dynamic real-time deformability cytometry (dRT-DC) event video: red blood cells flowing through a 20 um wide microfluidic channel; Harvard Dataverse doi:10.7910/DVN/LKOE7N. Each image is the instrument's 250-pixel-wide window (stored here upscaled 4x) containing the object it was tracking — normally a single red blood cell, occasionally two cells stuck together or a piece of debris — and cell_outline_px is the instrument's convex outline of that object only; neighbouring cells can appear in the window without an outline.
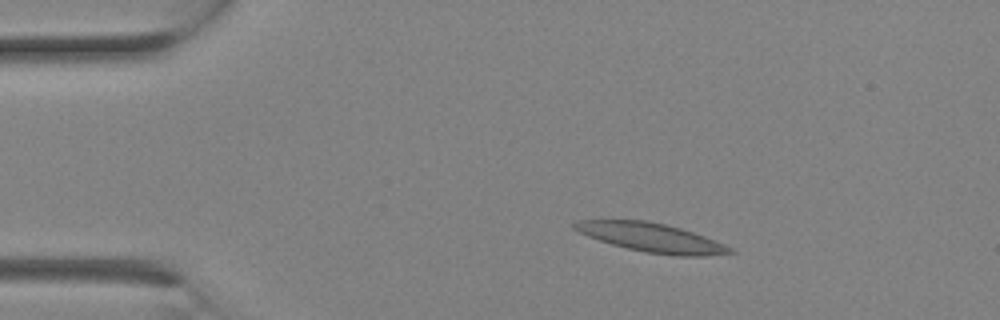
{"species": "Egyptian fruit bat (a non-hibernating species)", "species_latin": "Rousettus aegyptiacus", "temperature_condition": "room temperature", "stored_images_in_passage": 3, "camera_frame_rate_fps": 3000, "um_per_image_px": 0.085, "animal": {"sex": "female"}, "frame": {"image": 1, "passage_image": 2, "time_ms": 0.333, "image_size_px": [1000, 320], "cell_outline_px": [[736, 252], [704, 256], [676, 256], [648, 252], [628, 248], [612, 244], [588, 236], [572, 228], [572, 224], [580, 220], [644, 220], [664, 224], [680, 228], [704, 236], [724, 244], [732, 248]], "centroid_in_image_um": [55.38, 20.19], "position_along_channel_um": 29.6, "area_um2": 25.78}}
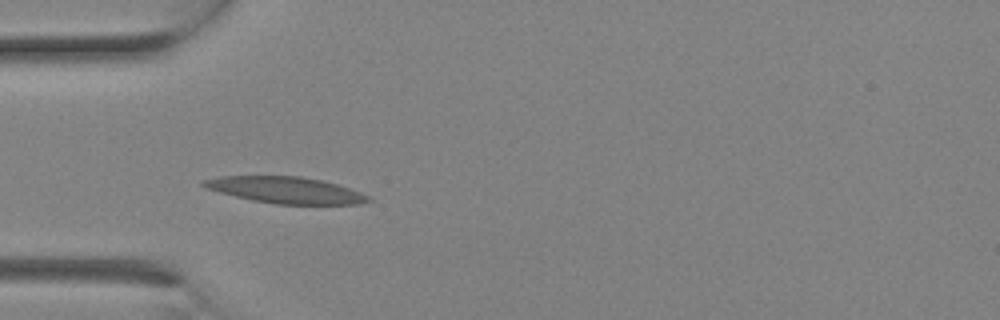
{"frame": {"image": 2, "passage_image": 3, "time_ms": 0.667, "image_size_px": [1000, 320], "cell_outline_px": [[372, 200], [360, 204], [276, 204], [252, 200], [204, 188], [200, 184], [200, 180], [220, 176], [300, 176], [320, 180], [336, 184], [372, 196]], "centroid_in_image_um": [24.26, 16.15], "position_along_channel_um": 60.7, "area_um2": 25.37}}